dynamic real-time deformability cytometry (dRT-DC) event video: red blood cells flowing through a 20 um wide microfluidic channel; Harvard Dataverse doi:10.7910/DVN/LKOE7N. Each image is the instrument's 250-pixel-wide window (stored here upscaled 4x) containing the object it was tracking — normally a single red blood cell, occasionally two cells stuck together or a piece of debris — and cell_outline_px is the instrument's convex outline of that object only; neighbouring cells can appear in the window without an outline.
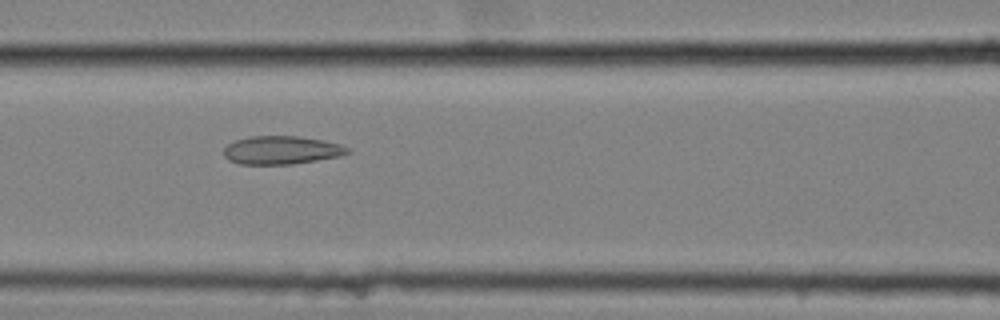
{"species": "common noctule bat (a hibernating species)", "species_latin": "Nyctalus noctula", "temperature_condition": "cold", "stored_images_in_passage": 52, "camera_frame_rate_fps": 3000, "um_per_image_px": 0.085, "animal": {"sex": "female", "body_mass_g": 25.1}, "frame": {"image": 1, "passage_image": 20, "time_ms": 6.333, "image_size_px": [1000, 320], "cell_outline_px": [[352, 152], [340, 156], [292, 164], [240, 164], [228, 160], [224, 156], [224, 148], [228, 144], [236, 140], [248, 136], [296, 136], [320, 140], [340, 144], [348, 148]], "centroid_in_image_um": [23.9, 12.76], "position_along_channel_um": 142.7, "area_um2": 20.29}}
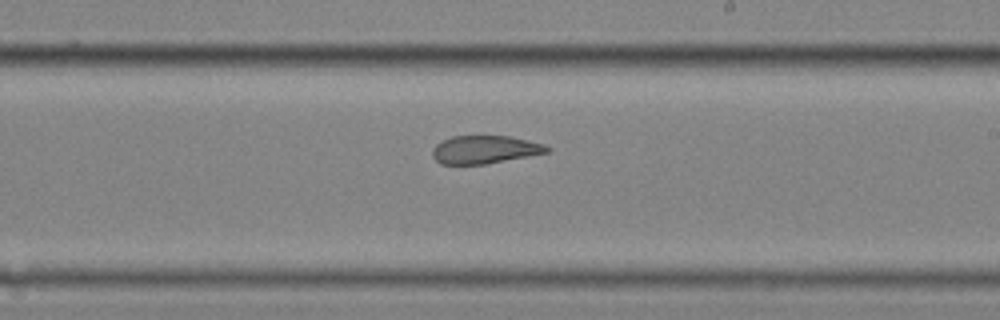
{"frame": {"image": 2, "passage_image": 29, "time_ms": 9.333, "image_size_px": [1000, 320], "cell_outline_px": [[552, 148], [548, 152], [484, 164], [440, 164], [432, 156], [432, 148], [436, 144], [452, 136], [508, 136], [544, 144]], "centroid_in_image_um": [41.18, 12.71], "position_along_channel_um": 247.8, "area_um2": 18.5}}
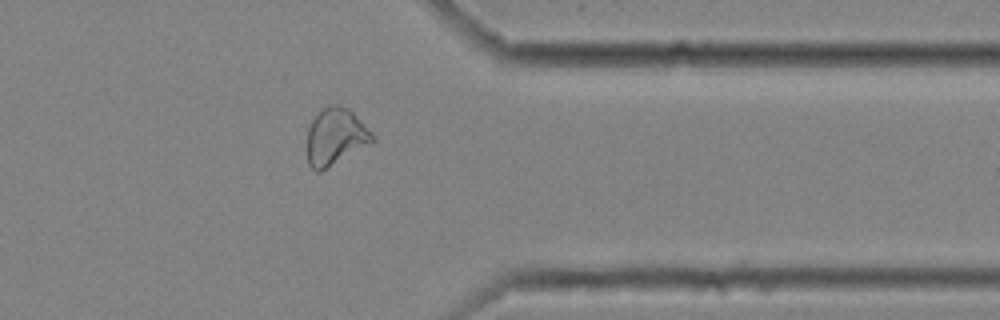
{"frame": {"image": 3, "passage_image": 41, "time_ms": 13.333, "image_size_px": [1000, 320], "cell_outline_px": [[376, 140], [372, 144], [320, 172], [316, 172], [308, 164], [308, 128], [316, 112], [320, 108], [328, 104], [340, 104], [348, 108], [376, 136]], "centroid_in_image_um": [28.54, 11.6], "position_along_channel_um": 382.9, "area_um2": 22.08}, "authors_computed_cell_mechanics": {"area_um2": 22.1952, "velocity_mm_per_s": 3.5156, "shape_relaxation_time_tau1_ms": null, "shape_relaxation_time_tau2_ms": 2.5296, "deformation_change_tau1": null, "deformation_change_tau2": 0.0886}}